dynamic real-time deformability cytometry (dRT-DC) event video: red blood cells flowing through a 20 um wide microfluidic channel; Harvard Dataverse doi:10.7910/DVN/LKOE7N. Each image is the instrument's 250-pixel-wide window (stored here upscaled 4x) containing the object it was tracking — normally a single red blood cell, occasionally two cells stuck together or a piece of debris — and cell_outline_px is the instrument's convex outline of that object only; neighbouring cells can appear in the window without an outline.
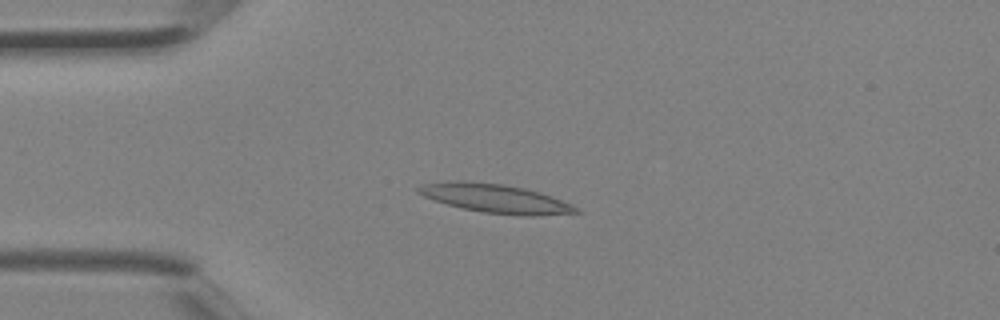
{"species": "Egyptian fruit bat (a non-hibernating species)", "species_latin": "Rousettus aegyptiacus", "temperature_condition": "room temperature", "stored_images_in_passage": 2, "camera_frame_rate_fps": 3000, "um_per_image_px": 0.085, "animal": {"sex": "female"}, "frame": {"image": 1, "passage_image": 1, "time_ms": 0.0, "image_size_px": [1000, 320], "cell_outline_px": [[584, 212], [536, 216], [524, 216], [484, 212], [464, 208], [448, 204], [424, 196], [416, 192], [416, 188], [424, 184], [456, 180], [464, 180], [504, 184], [524, 188], [540, 192], [572, 204], [580, 208]], "centroid_in_image_um": [42.17, 16.87], "position_along_channel_um": 42.8, "area_um2": 26.41}}
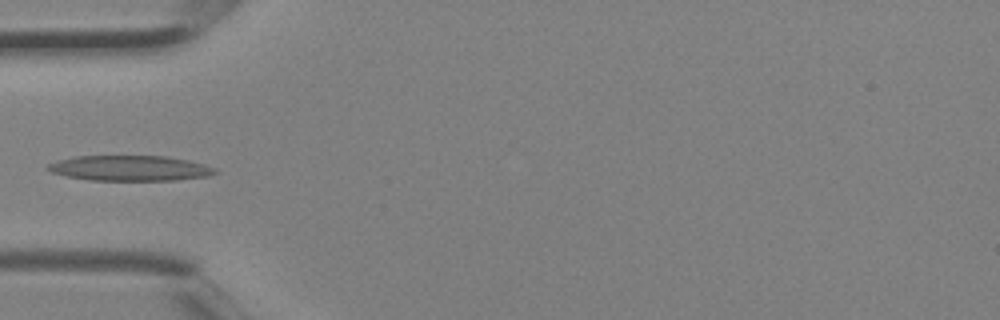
{"frame": {"image": 2, "passage_image": 2, "time_ms": 0.333, "image_size_px": [1000, 320], "cell_outline_px": [[216, 172], [208, 176], [176, 180], [88, 180], [68, 176], [52, 172], [44, 168], [48, 164], [56, 160], [76, 156], [168, 156], [188, 160], [204, 164], [216, 168]], "centroid_in_image_um": [11.03, 14.29], "position_along_channel_um": 74.0, "area_um2": 24.68}}